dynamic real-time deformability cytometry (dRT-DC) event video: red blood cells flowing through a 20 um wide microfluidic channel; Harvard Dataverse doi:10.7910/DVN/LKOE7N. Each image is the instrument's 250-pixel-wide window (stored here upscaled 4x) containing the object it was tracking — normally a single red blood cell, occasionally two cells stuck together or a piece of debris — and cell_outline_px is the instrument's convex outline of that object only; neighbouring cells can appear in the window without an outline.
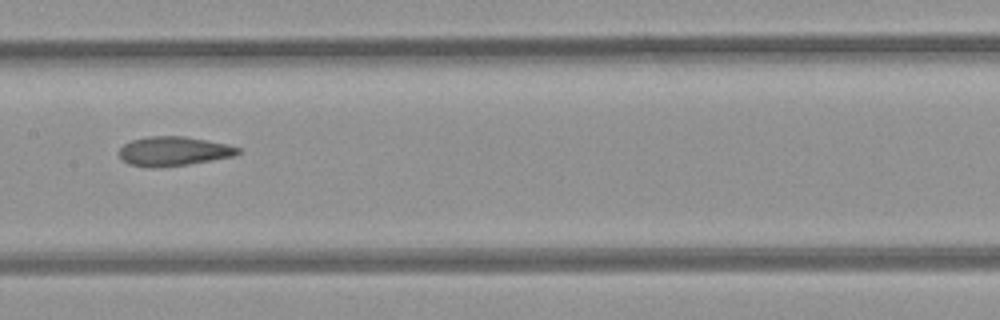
{"species": "common noctule bat (a hibernating species)", "species_latin": "Nyctalus noctula", "temperature_condition": "room temperature", "stored_images_in_passage": 11, "camera_frame_rate_fps": 3000, "um_per_image_px": 0.085, "animal": {"sex": "female", "body_mass_g": 21.9}, "frame": {"image": 1, "passage_image": 10, "time_ms": 3.0, "image_size_px": [1000, 320], "cell_outline_px": [[240, 152], [236, 156], [188, 164], [160, 168], [152, 168], [128, 164], [120, 156], [120, 148], [124, 144], [132, 140], [148, 136], [184, 136], [228, 144], [240, 148]], "centroid_in_image_um": [14.77, 12.86], "position_along_channel_um": 192.6, "area_um2": 20.35}}
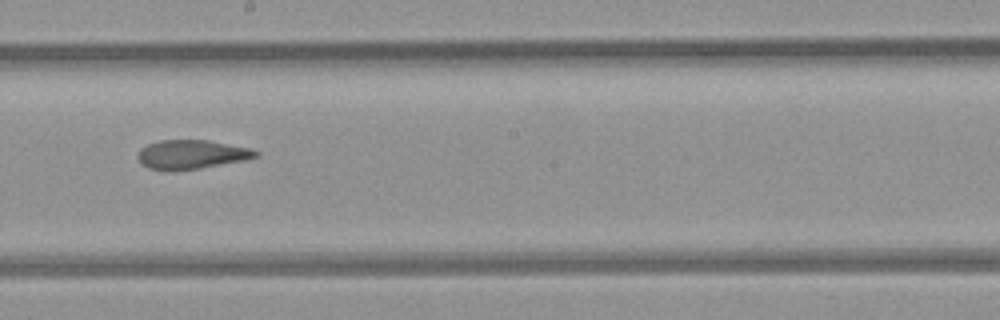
{"frame": {"image": 2, "passage_image": 11, "time_ms": 3.333, "image_size_px": [1000, 320], "cell_outline_px": [[260, 156], [248, 160], [200, 168], [172, 172], [168, 172], [148, 168], [140, 164], [136, 156], [140, 148], [148, 144], [160, 140], [208, 140], [252, 148], [260, 152]], "centroid_in_image_um": [16.28, 13.15], "position_along_channel_um": 231.9, "area_um2": 20.58}}